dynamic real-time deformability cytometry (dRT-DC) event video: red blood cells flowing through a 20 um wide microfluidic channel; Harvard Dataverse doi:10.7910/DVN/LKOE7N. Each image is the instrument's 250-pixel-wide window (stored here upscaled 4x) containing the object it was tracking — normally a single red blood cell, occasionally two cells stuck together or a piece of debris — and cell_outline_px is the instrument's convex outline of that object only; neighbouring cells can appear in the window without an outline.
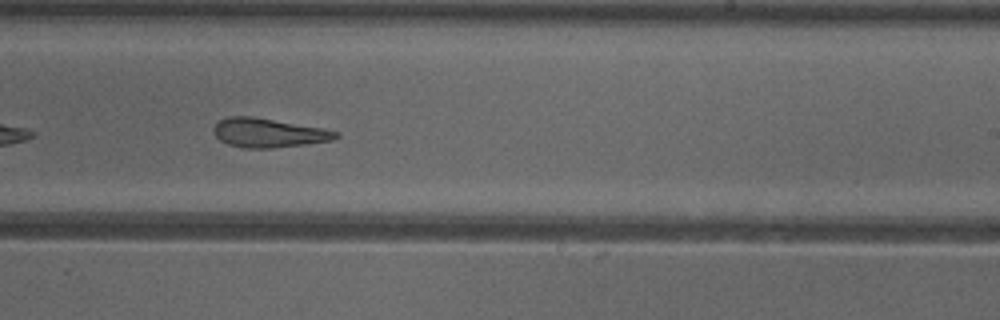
{"species": "common noctule bat (a hibernating species)", "species_latin": "Nyctalus noctula", "temperature_condition": "cold", "stored_images_in_passage": 38, "camera_frame_rate_fps": 3000, "um_per_image_px": 0.085, "animal": {"sex": "female"}, "frame": {"image": 1, "passage_image": 17, "time_ms": 5.333, "image_size_px": [1000, 320], "cell_outline_px": [[340, 136], [332, 140], [304, 144], [272, 148], [244, 148], [228, 144], [220, 140], [212, 132], [212, 128], [220, 120], [228, 116], [252, 116], [324, 128], [340, 132]], "centroid_in_image_um": [22.81, 11.28], "position_along_channel_um": 266.2, "area_um2": 20.75}}